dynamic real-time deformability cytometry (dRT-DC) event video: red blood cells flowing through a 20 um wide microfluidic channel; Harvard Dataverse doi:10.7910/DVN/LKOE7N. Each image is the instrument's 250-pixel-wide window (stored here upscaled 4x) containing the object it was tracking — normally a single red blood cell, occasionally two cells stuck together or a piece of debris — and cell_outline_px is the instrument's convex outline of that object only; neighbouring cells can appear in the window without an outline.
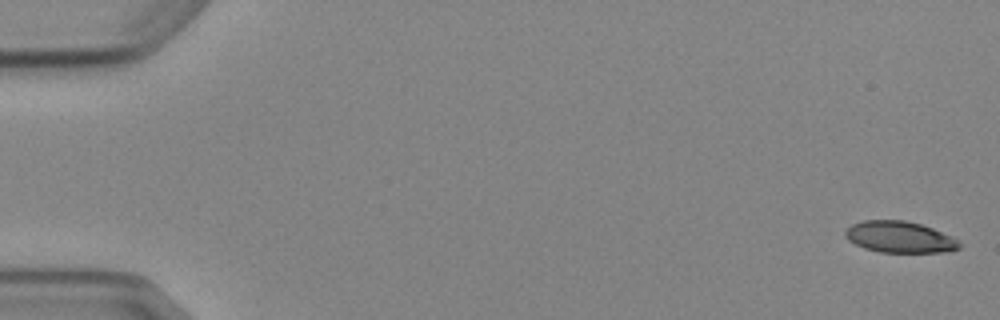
{"species": "Egyptian fruit bat (a non-hibernating species)", "species_latin": "Rousettus aegyptiacus", "temperature_condition": "cold", "stored_images_in_passage": 5, "camera_frame_rate_fps": 3000, "um_per_image_px": 0.085, "animal": {"sex": "female"}, "frame": {"image": 1, "passage_image": 1, "time_ms": 0.0, "image_size_px": [1000, 320], "cell_outline_px": [[960, 248], [948, 252], [880, 252], [864, 248], [848, 240], [844, 236], [844, 232], [852, 224], [864, 220], [904, 220], [920, 224], [932, 228], [960, 240]], "centroid_in_image_um": [76.47, 20.15], "position_along_channel_um": 8.5, "area_um2": 20.87}}
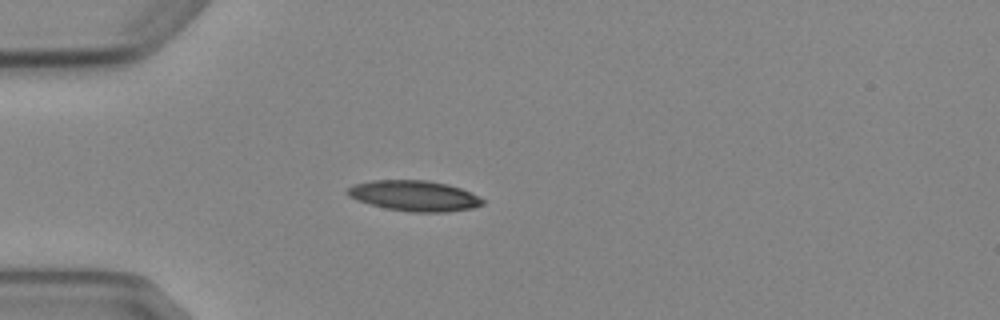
{"frame": {"image": 2, "passage_image": 5, "time_ms": 4.667, "image_size_px": [1000, 320], "cell_outline_px": [[484, 204], [472, 208], [444, 212], [412, 212], [388, 208], [356, 200], [348, 196], [344, 192], [352, 184], [372, 180], [428, 180], [448, 184], [460, 188], [484, 200]], "centroid_in_image_um": [35.17, 16.63], "position_along_channel_um": 49.8, "area_um2": 23.93}}